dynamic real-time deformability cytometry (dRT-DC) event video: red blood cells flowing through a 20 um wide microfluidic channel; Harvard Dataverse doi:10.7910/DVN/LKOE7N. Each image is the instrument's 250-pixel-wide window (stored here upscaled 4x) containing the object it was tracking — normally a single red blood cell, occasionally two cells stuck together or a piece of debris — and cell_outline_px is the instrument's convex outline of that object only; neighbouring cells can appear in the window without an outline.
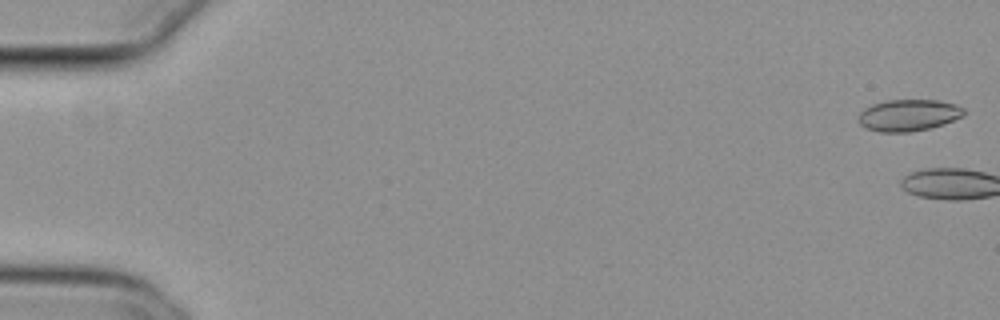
{"species": "common noctule bat (a hibernating species)", "species_latin": "Nyctalus noctula", "temperature_condition": "cold", "stored_images_in_passage": 3, "camera_frame_rate_fps": 3000, "um_per_image_px": 0.085, "animal": {"sex": "female", "body_mass_g": 29.2, "forearm_length_mm": 56.3}, "frame": {"image": 1, "passage_image": 1, "time_ms": 0.0, "image_size_px": [1000, 320], "cell_outline_px": [[964, 116], [944, 124], [928, 128], [908, 132], [880, 132], [864, 128], [860, 124], [860, 112], [864, 108], [872, 104], [888, 100], [940, 100], [956, 104], [964, 108]], "centroid_in_image_um": [77.24, 9.79], "position_along_channel_um": 7.8, "area_um2": 19.48}}